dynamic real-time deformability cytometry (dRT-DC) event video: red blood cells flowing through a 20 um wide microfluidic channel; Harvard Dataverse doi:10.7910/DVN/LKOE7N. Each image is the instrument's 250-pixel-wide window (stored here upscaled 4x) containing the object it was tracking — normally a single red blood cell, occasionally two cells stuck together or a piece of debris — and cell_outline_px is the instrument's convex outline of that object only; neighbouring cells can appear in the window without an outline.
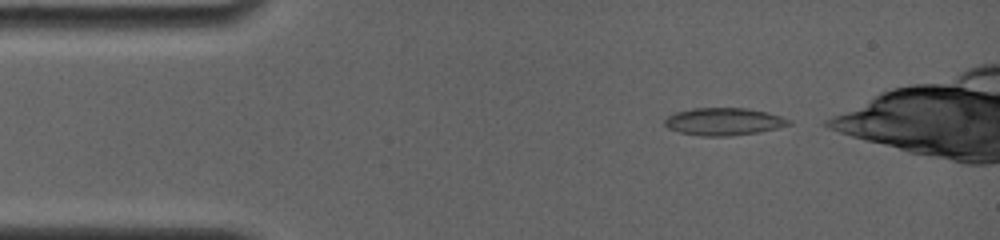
{"species": "common noctule bat (a hibernating species)", "species_latin": "Nyctalus noctula", "temperature_condition": "room temperature", "stored_images_in_passage": 16, "camera_frame_rate_fps": 4000, "um_per_image_px": 0.085, "animal": {"sex": "female", "body_mass_g": 19.0, "forearm_length_mm": 56.7}, "frame": {"image": 1, "passage_image": 1, "time_ms": 0.0, "image_size_px": [1000, 240], "cell_outline_px": [[792, 124], [760, 132], [728, 136], [700, 136], [680, 132], [668, 128], [664, 124], [664, 120], [668, 116], [676, 112], [692, 108], [744, 108], [764, 112], [780, 116], [792, 120]], "centroid_in_image_um": [61.51, 10.34], "position_along_channel_um": 23.5, "area_um2": 19.77}}
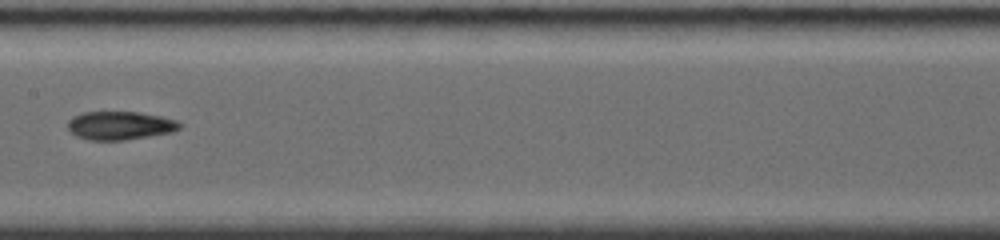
{"frame": {"image": 2, "passage_image": 10, "time_ms": 6.0, "image_size_px": [1000, 240], "cell_outline_px": [[180, 128], [172, 132], [124, 140], [92, 140], [76, 136], [68, 128], [68, 120], [84, 112], [136, 112], [160, 116], [176, 120], [180, 124]], "centroid_in_image_um": [10.2, 10.67], "position_along_channel_um": 197.2, "area_um2": 18.21}}
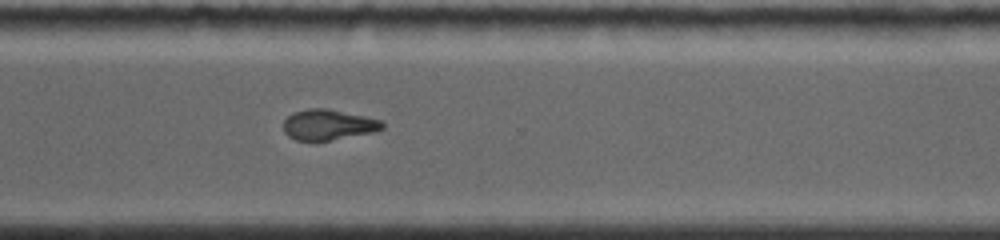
{"frame": {"image": 3, "passage_image": 16, "time_ms": 9.75, "image_size_px": [1000, 240], "cell_outline_px": [[384, 128], [376, 132], [332, 140], [296, 140], [288, 136], [284, 132], [284, 120], [292, 112], [308, 108], [328, 108], [364, 116], [380, 120], [384, 124]], "centroid_in_image_um": [27.91, 10.6], "position_along_channel_um": 342.7, "area_um2": 17.69}}